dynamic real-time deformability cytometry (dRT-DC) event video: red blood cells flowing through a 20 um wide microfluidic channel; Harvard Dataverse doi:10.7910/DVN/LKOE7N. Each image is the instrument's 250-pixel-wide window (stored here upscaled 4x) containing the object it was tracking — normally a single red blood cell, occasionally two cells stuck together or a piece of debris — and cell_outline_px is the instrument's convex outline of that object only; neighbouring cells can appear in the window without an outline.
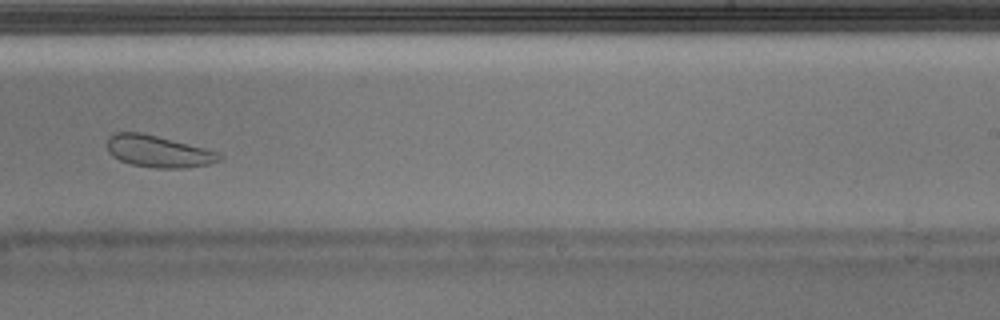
{"species": "Egyptian fruit bat (a non-hibernating species)", "species_latin": "Rousettus aegyptiacus", "temperature_condition": "warm", "stored_images_in_passage": 35, "segment_of_instrument_passage": [1, 2], "camera_frame_rate_fps": 3000, "um_per_image_px": 0.085, "animal": {"sex": "male"}, "frame": {"image": 1, "passage_image": 20, "time_ms": 6.333, "image_size_px": [1000, 320], "cell_outline_px": [[224, 156], [220, 160], [208, 164], [184, 168], [156, 168], [132, 164], [120, 160], [112, 156], [108, 152], [108, 136], [112, 132], [140, 132], [220, 152]], "centroid_in_image_um": [13.45, 12.87], "position_along_channel_um": 275.6, "area_um2": 20.69}}